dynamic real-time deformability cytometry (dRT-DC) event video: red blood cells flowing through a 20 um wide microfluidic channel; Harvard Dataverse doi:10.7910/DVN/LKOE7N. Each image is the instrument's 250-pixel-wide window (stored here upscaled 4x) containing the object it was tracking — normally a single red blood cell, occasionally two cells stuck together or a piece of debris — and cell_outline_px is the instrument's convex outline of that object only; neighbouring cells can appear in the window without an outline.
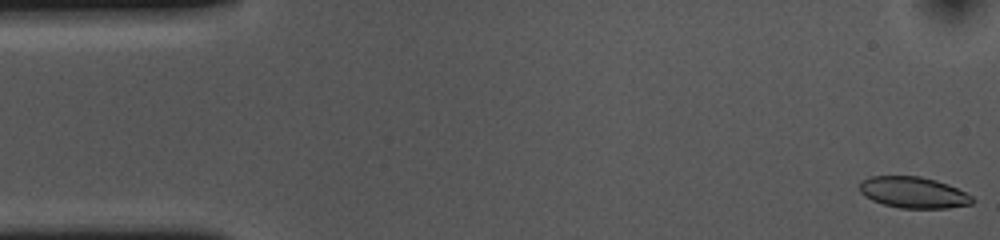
{"species": "common noctule bat (a hibernating species)", "species_latin": "Nyctalus noctula", "temperature_condition": "cold", "stored_images_in_passage": 53, "camera_frame_rate_fps": 3000, "um_per_image_px": 0.085, "animal": {"sex": "female", "body_mass_g": 10.0, "forearm_length_mm": 53.1}, "frame": {"image": 1, "passage_image": 1, "time_ms": 0.0, "image_size_px": [1000, 240], "cell_outline_px": [[976, 200], [972, 204], [948, 208], [900, 208], [884, 204], [872, 200], [864, 196], [860, 192], [860, 184], [864, 180], [872, 176], [920, 176], [936, 180], [948, 184], [972, 196]], "centroid_in_image_um": [77.66, 16.36], "position_along_channel_um": 7.3, "area_um2": 20.46}}
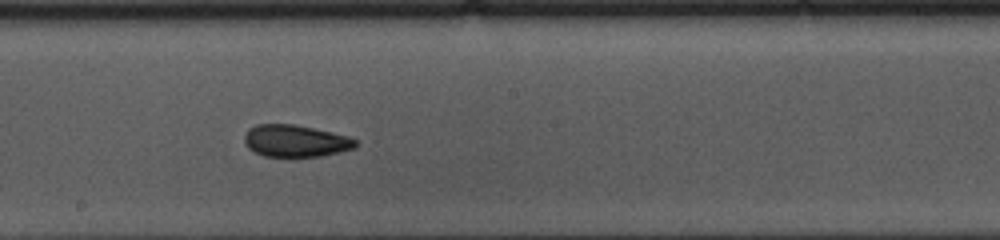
{"frame": {"image": 2, "passage_image": 28, "time_ms": 9.0, "image_size_px": [1000, 240], "cell_outline_px": [[356, 148], [340, 152], [320, 156], [264, 156], [248, 148], [244, 144], [244, 136], [248, 128], [256, 124], [292, 124], [332, 132], [348, 136], [356, 140]], "centroid_in_image_um": [25.09, 11.97], "position_along_channel_um": 223.1, "area_um2": 20.69}}
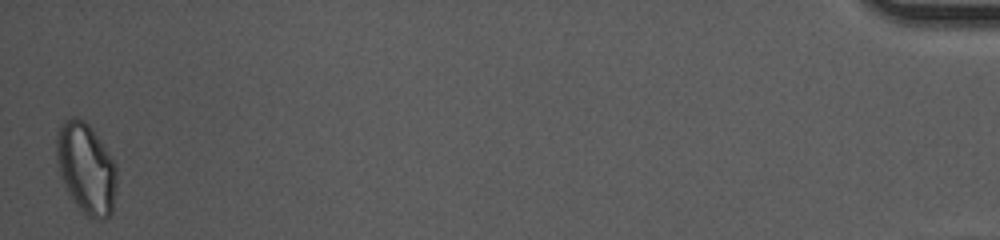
{"frame": {"image": 3, "passage_image": 53, "time_ms": 17.333, "image_size_px": [1000, 240], "cell_outline_px": [[116, 184], [112, 212], [104, 220], [100, 220], [88, 216], [80, 208], [68, 192], [60, 172], [56, 152], [56, 136], [64, 120], [72, 116], [84, 120], [88, 124], [116, 164]], "centroid_in_image_um": [7.33, 14.3], "position_along_channel_um": 427.9, "area_um2": 31.15}, "authors_computed_cell_mechanics": {"area_um2": 21.4438, "velocity_mm_per_s": 3.651, "shape_relaxation_time_tau1_ms": 10.9419, "shape_relaxation_time_tau2_ms": 3.78, "deformation_change_tau1": 0.1887, "deformation_change_tau2": 0.0745}}